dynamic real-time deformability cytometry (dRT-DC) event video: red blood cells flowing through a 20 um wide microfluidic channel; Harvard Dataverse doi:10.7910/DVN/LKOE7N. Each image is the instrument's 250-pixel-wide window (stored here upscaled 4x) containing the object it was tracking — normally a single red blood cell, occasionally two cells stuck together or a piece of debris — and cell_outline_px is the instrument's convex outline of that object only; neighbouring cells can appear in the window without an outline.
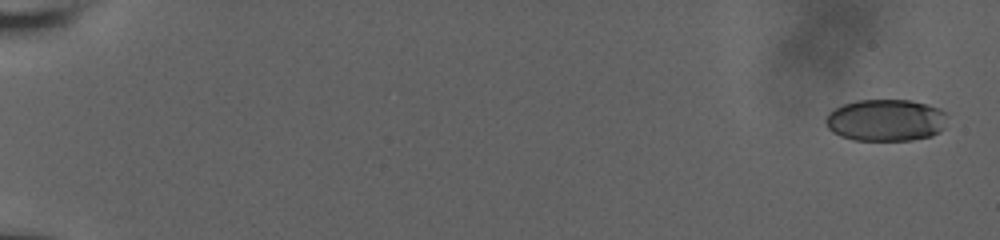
{"species": "human", "species_latin": "Homo sapiens", "temperature_condition": "room temperature", "stored_images_in_passage": 57, "camera_frame_rate_fps": 3000, "um_per_image_px": 0.085, "donor": {"sex": "male"}, "frame": {"image": 1, "passage_image": 1, "time_ms": 0.0, "image_size_px": [1000, 240], "cell_outline_px": [[948, 116], [944, 128], [940, 132], [932, 136], [912, 140], [852, 140], [840, 136], [832, 132], [828, 128], [824, 120], [828, 112], [844, 104], [856, 100], [912, 100], [928, 104], [940, 108], [948, 112]], "centroid_in_image_um": [75.33, 10.21], "position_along_channel_um": 9.7, "area_um2": 30.23}}
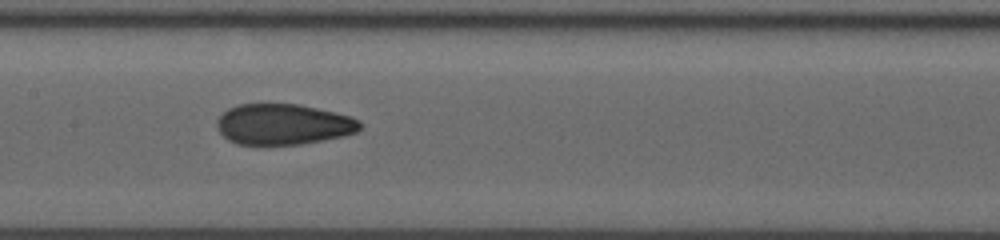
{"frame": {"image": 2, "passage_image": 31, "time_ms": 10.0, "image_size_px": [1000, 240], "cell_outline_px": [[364, 124], [356, 132], [344, 136], [300, 144], [236, 144], [228, 140], [220, 132], [216, 124], [216, 120], [228, 108], [236, 104], [300, 104], [352, 116], [360, 120]], "centroid_in_image_um": [24.1, 10.56], "position_along_channel_um": 183.3, "area_um2": 34.1}}
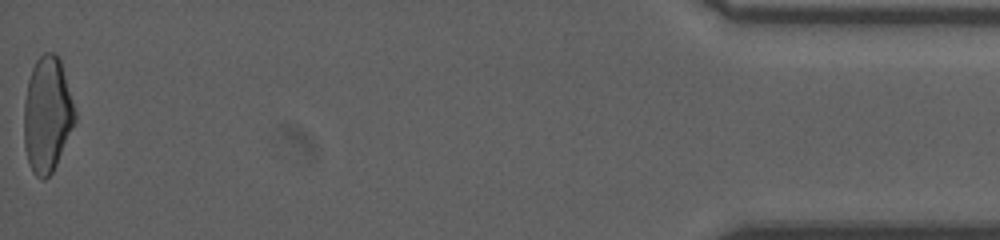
{"frame": {"image": 3, "passage_image": 57, "time_ms": 18.667, "image_size_px": [1000, 240], "cell_outline_px": [[76, 120], [56, 164], [52, 172], [44, 180], [40, 180], [32, 172], [24, 148], [24, 100], [28, 80], [32, 68], [36, 60], [44, 52], [52, 52], [60, 60], [76, 112]], "centroid_in_image_um": [3.99, 9.75], "position_along_channel_um": 431.2, "area_um2": 34.16}, "authors_computed_cell_mechanics": {"area_um2": 34.102, "velocity_mm_per_s": 3.8509, "shape_relaxation_time_tau1_ms": 10.0309, "shape_relaxation_time_tau2_ms": 1.2916, "deformation_change_tau1": 0.2099, "deformation_change_tau2": 0.0554}}